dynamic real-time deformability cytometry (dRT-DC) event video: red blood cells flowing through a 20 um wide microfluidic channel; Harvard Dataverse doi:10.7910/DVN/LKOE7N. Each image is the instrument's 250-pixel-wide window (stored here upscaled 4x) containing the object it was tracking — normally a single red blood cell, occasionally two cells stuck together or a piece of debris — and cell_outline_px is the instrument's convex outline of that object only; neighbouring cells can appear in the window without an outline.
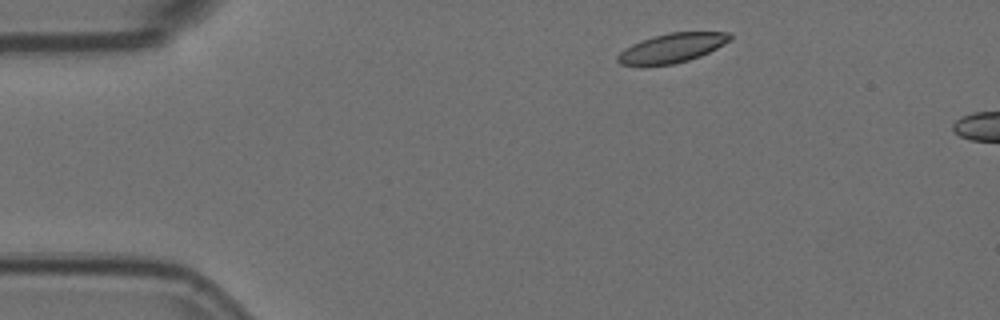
{"species": "Egyptian fruit bat (a non-hibernating species)", "species_latin": "Rousettus aegyptiacus", "temperature_condition": "room temperature", "stored_images_in_passage": 3, "camera_frame_rate_fps": 3000, "um_per_image_px": 0.085, "animal": {"sex": "female"}, "frame": {"image": 1, "passage_image": 1, "time_ms": 0.0, "image_size_px": [1000, 320], "cell_outline_px": [[732, 36], [724, 44], [700, 56], [688, 60], [672, 64], [640, 68], [620, 64], [616, 60], [616, 56], [624, 48], [640, 40], [652, 36], [668, 32], [732, 32]], "centroid_in_image_um": [57.02, 4.11], "position_along_channel_um": 28.0, "area_um2": 19.65}}